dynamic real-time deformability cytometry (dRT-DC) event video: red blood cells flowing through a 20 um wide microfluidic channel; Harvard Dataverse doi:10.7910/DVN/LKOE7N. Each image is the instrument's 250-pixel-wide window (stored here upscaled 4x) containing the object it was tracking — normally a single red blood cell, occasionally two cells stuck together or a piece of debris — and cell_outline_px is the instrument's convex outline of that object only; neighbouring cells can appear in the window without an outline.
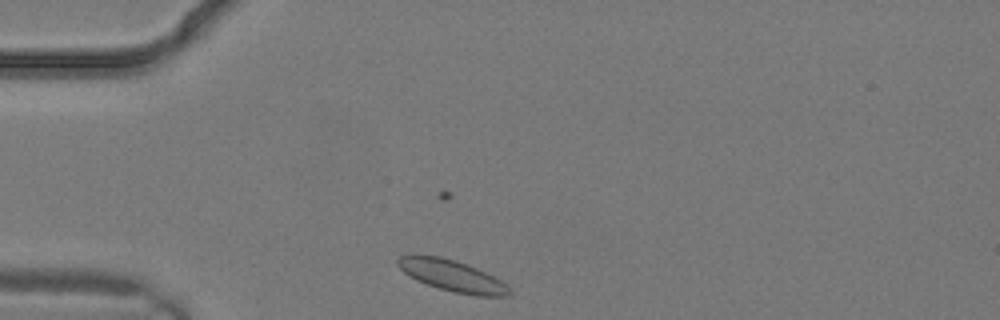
{"species": "common noctule bat (a hibernating species)", "species_latin": "Nyctalus noctula", "temperature_condition": "warm", "stored_images_in_passage": 1, "camera_frame_rate_fps": 3000, "um_per_image_px": 0.085, "animal": {"sex": "male", "body_mass_g": 19.2, "forearm_length_mm": 51.8}, "frame": {"image": 1, "passage_image": 1, "time_ms": 0.0, "image_size_px": [1000, 320], "cell_outline_px": [[512, 296], [476, 296], [452, 292], [416, 280], [404, 272], [396, 264], [396, 260], [400, 256], [440, 256], [456, 260], [476, 268], [500, 280], [512, 292]], "centroid_in_image_um": [38.44, 23.45], "position_along_channel_um": 46.6, "area_um2": 20.06}}